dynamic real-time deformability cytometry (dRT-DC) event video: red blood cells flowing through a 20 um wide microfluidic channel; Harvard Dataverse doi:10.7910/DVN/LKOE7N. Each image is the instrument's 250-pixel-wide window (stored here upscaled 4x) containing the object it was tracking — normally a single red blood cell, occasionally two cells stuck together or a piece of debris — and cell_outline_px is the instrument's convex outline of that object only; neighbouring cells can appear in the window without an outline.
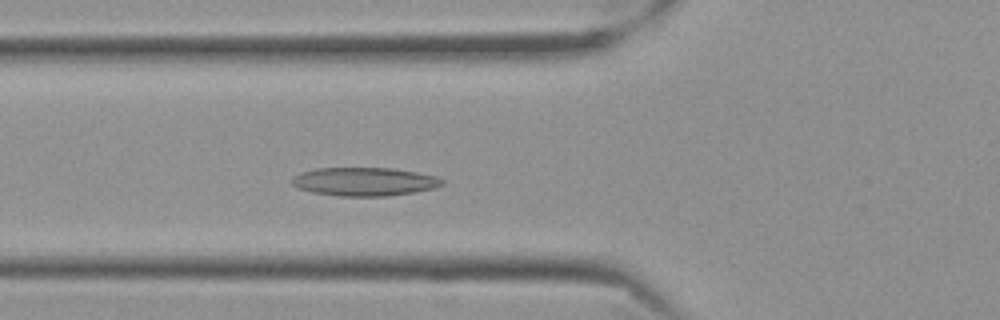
{"species": "Egyptian fruit bat (a non-hibernating species)", "species_latin": "Rousettus aegyptiacus", "temperature_condition": "cold", "stored_images_in_passage": 49, "camera_frame_rate_fps": 3000, "um_per_image_px": 0.085, "frame": {"image": 1, "passage_image": 13, "time_ms": 4.0, "image_size_px": [1000, 320], "cell_outline_px": [[444, 184], [432, 188], [412, 192], [384, 196], [336, 196], [312, 192], [296, 188], [292, 184], [292, 180], [300, 172], [316, 168], [392, 168], [416, 172], [436, 176], [444, 180]], "centroid_in_image_um": [30.94, 15.43], "position_along_channel_um": 94.9, "area_um2": 24.8}}
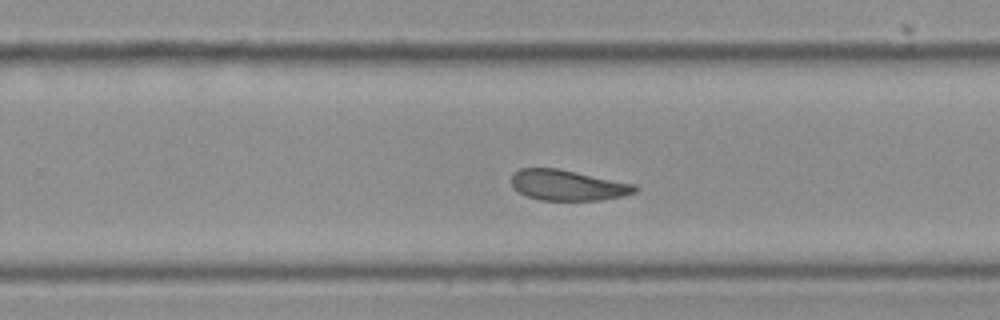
{"frame": {"image": 2, "passage_image": 29, "time_ms": 9.333, "image_size_px": [1000, 320], "cell_outline_px": [[636, 192], [624, 196], [600, 200], [540, 200], [528, 196], [520, 192], [512, 184], [512, 172], [520, 168], [556, 168], [636, 184]], "centroid_in_image_um": [48.26, 15.74], "position_along_channel_um": 281.5, "area_um2": 21.85}}
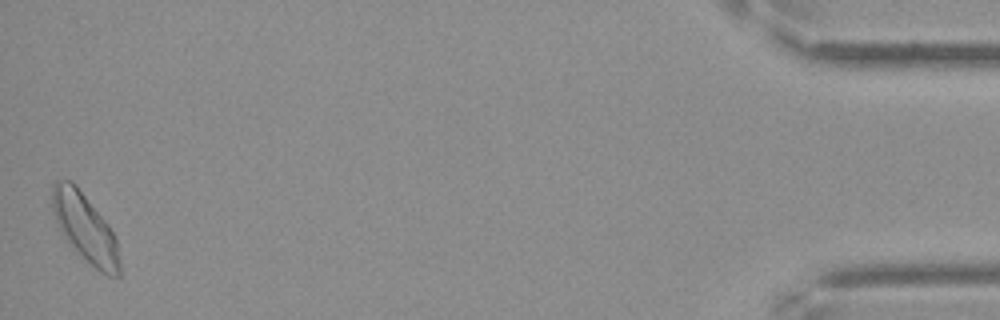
{"frame": {"image": 3, "passage_image": 49, "time_ms": 16.0, "image_size_px": [1000, 320], "cell_outline_px": [[120, 276], [108, 276], [100, 272], [68, 244], [52, 212], [52, 184], [56, 180], [72, 180], [76, 184], [108, 224], [116, 240], [120, 260]], "centroid_in_image_um": [7.23, 19.36], "position_along_channel_um": 428.0, "area_um2": 26.65}, "authors_computed_cell_mechanics": {"area_um2": 23.5824, "velocity_mm_per_s": 3.4947, "shape_relaxation_time_tau1_ms": null, "shape_relaxation_time_tau2_ms": 7.6803, "deformation_change_tau1": null, "deformation_change_tau2": 0.1424}}